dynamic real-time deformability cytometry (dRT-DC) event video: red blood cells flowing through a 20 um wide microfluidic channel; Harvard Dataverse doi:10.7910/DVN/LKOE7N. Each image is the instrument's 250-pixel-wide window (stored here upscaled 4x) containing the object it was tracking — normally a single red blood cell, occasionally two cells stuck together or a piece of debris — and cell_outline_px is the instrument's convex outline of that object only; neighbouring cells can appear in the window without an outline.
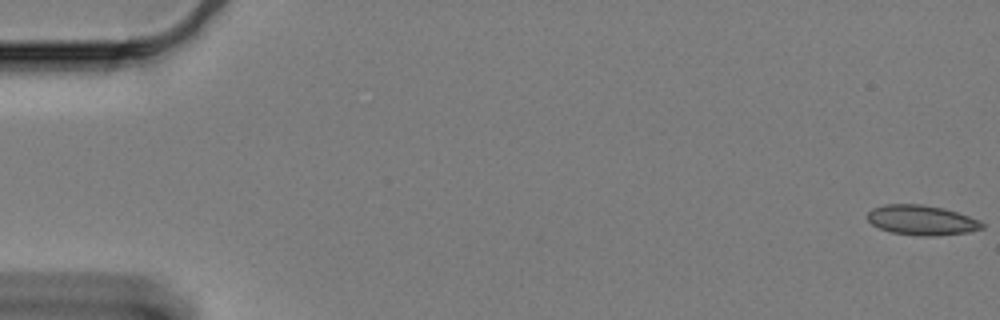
{"species": "Egyptian fruit bat (a non-hibernating species)", "species_latin": "Rousettus aegyptiacus", "temperature_condition": "cold", "stored_images_in_passage": 61, "camera_frame_rate_fps": 3000, "um_per_image_px": 0.085, "animal": {"sex": "female"}, "frame": {"image": 1, "passage_image": 1, "time_ms": 0.0, "image_size_px": [1000, 320], "cell_outline_px": [[984, 228], [968, 232], [936, 236], [920, 236], [892, 232], [880, 228], [872, 224], [868, 220], [868, 212], [872, 208], [884, 204], [920, 204], [944, 208], [980, 220], [984, 224]], "centroid_in_image_um": [78.35, 18.71], "position_along_channel_um": 6.6, "area_um2": 19.94}}
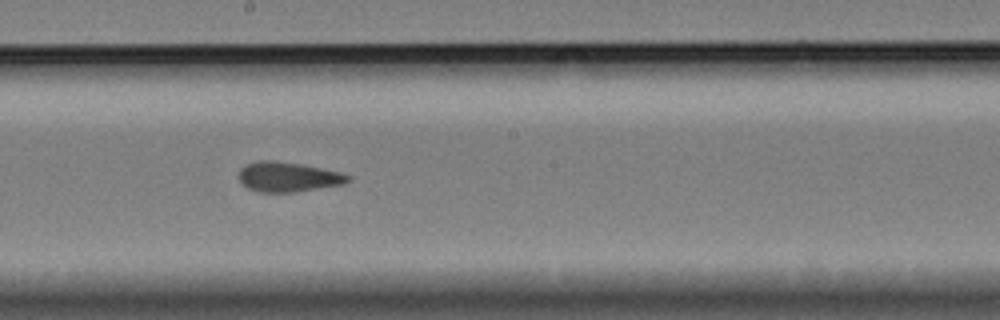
{"frame": {"image": 2, "passage_image": 34, "time_ms": 11.0, "image_size_px": [1000, 320], "cell_outline_px": [[352, 180], [344, 184], [296, 192], [256, 192], [248, 188], [240, 180], [240, 168], [244, 164], [256, 160], [276, 160], [300, 164], [340, 172], [352, 176]], "centroid_in_image_um": [24.49, 15.03], "position_along_channel_um": 223.7, "area_um2": 19.13}}
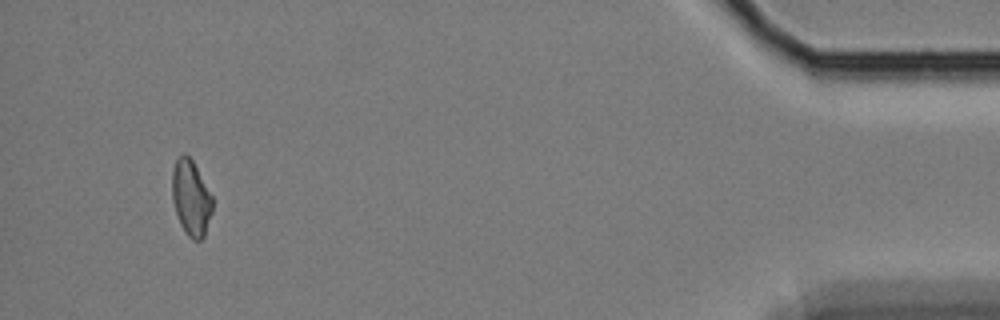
{"frame": {"image": 3, "passage_image": 58, "time_ms": 19.0, "image_size_px": [1000, 320], "cell_outline_px": [[212, 212], [204, 236], [200, 240], [192, 240], [188, 236], [180, 224], [172, 200], [172, 172], [176, 156], [184, 152], [192, 160], [212, 196]], "centroid_in_image_um": [16.21, 16.8], "position_along_channel_um": 419.0, "area_um2": 17.74}, "authors_computed_cell_mechanics": {"area_um2": 19.2474, "velocity_mm_per_s": 3.3053, "shape_relaxation_time_tau1_ms": 7.0912, "shape_relaxation_time_tau2_ms": 1.8021, "deformation_change_tau1": 0.1341, "deformation_change_tau2": 0.089}}